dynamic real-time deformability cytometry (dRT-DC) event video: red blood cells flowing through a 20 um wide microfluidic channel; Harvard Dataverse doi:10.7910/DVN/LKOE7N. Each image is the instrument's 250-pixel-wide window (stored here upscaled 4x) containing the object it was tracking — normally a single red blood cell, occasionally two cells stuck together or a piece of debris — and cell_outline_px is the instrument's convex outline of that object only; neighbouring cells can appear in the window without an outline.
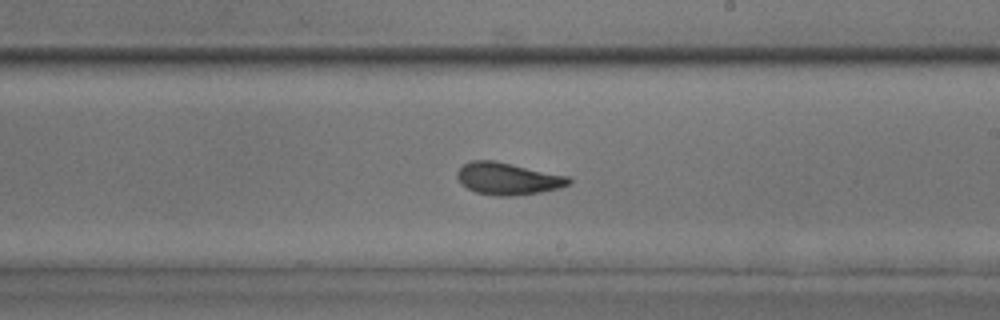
{"species": "common noctule bat (a hibernating species)", "species_latin": "Nyctalus noctula", "temperature_condition": "room temperature", "stored_images_in_passage": 38, "camera_frame_rate_fps": 3000, "um_per_image_px": 0.085, "animal": {"sex": "male", "body_mass_g": 17.9, "forearm_length_mm": 54.2}, "frame": {"image": 1, "passage_image": 17, "time_ms": 5.333, "image_size_px": [1000, 320], "cell_outline_px": [[572, 180], [568, 184], [560, 188], [540, 192], [512, 196], [496, 196], [476, 192], [460, 184], [456, 176], [456, 172], [464, 164], [472, 160], [496, 160], [568, 176]], "centroid_in_image_um": [43.14, 15.18], "position_along_channel_um": 245.9, "area_um2": 20.98}}
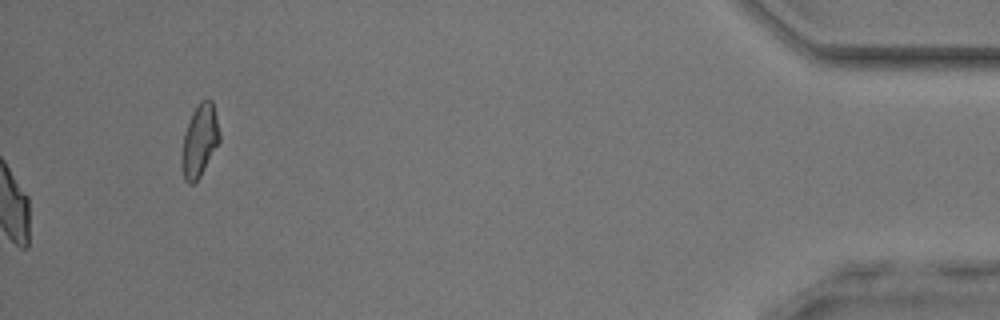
{"frame": {"image": 2, "passage_image": 38, "time_ms": 12.333, "image_size_px": [1000, 320], "cell_outline_px": [[220, 140], [196, 184], [188, 184], [184, 180], [180, 164], [180, 156], [184, 132], [192, 112], [200, 100], [208, 96], [212, 100], [220, 132]], "centroid_in_image_um": [16.94, 11.96], "position_along_channel_um": 418.3, "area_um2": 16.42}, "authors_computed_cell_mechanics": {"area_um2": 20.5768, "velocity_mm_per_s": 4.1587, "shape_relaxation_time_tau1_ms": 4.8897, "shape_relaxation_time_tau2_ms": 1.2911, "deformation_change_tau1": 0.1579, "deformation_change_tau2": 0.0677}}